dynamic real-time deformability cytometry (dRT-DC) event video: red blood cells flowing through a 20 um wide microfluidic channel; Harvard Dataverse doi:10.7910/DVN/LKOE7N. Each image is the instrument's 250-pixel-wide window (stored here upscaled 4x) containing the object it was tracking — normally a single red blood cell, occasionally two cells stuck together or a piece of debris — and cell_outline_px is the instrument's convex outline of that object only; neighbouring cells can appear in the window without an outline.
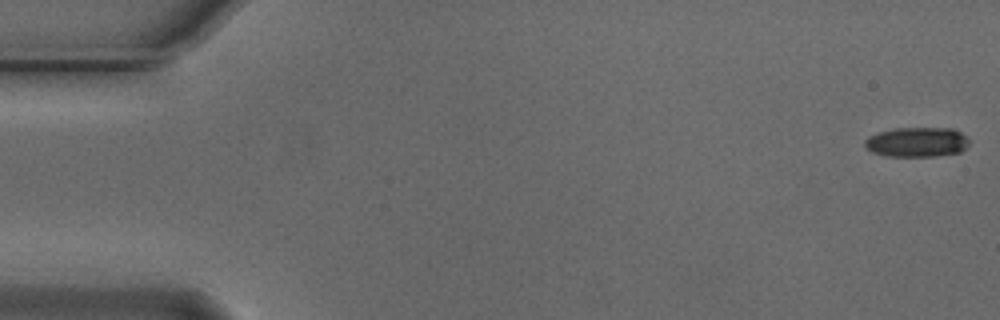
{"species": "Egyptian fruit bat (a non-hibernating species)", "species_latin": "Rousettus aegyptiacus", "temperature_condition": "cold", "stored_images_in_passage": 17, "camera_frame_rate_fps": 3000, "um_per_image_px": 0.085, "animal": {"sex": "male"}, "frame": {"image": 1, "passage_image": 1, "time_ms": 0.0, "image_size_px": [1000, 320], "cell_outline_px": [[968, 144], [960, 152], [932, 156], [884, 156], [872, 152], [864, 144], [864, 140], [868, 136], [880, 132], [896, 128], [952, 128], [960, 132], [968, 140]], "centroid_in_image_um": [77.9, 12.07], "position_along_channel_um": 7.1, "area_um2": 17.92}}
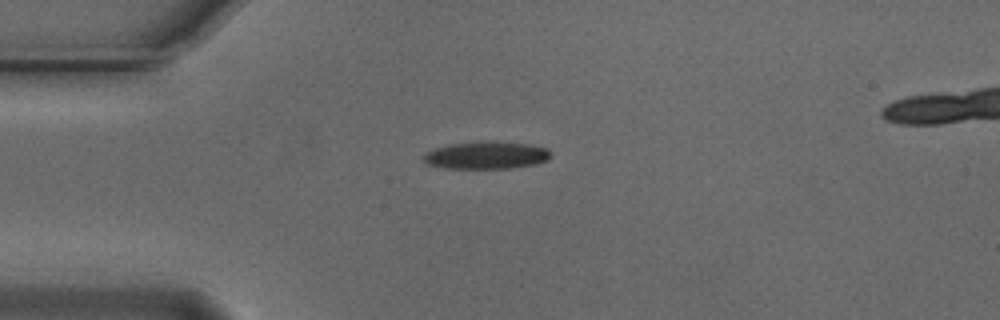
{"frame": {"image": 2, "passage_image": 14, "time_ms": 4.333, "image_size_px": [1000, 320], "cell_outline_px": [[552, 156], [548, 160], [536, 164], [508, 168], [444, 168], [428, 164], [424, 160], [424, 156], [428, 152], [436, 148], [452, 144], [488, 140], [528, 144], [548, 148], [552, 152]], "centroid_in_image_um": [41.42, 13.19], "position_along_channel_um": 43.6, "area_um2": 20.35}}